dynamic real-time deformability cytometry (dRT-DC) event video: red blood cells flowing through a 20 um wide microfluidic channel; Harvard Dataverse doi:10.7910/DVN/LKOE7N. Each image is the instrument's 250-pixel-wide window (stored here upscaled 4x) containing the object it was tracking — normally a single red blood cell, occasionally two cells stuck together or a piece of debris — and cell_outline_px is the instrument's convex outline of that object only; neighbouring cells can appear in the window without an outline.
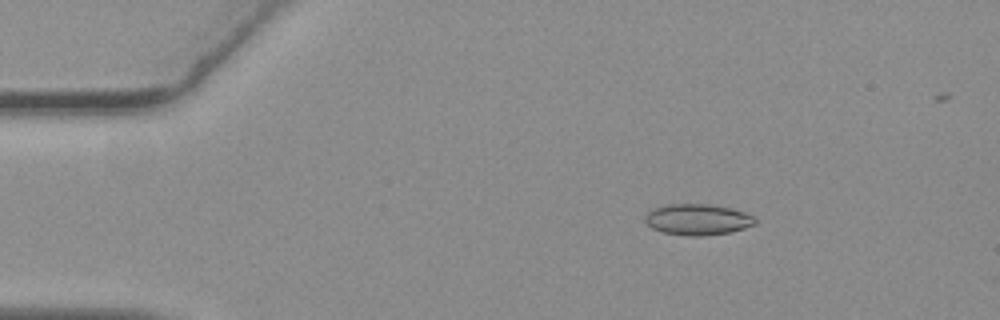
{"species": "common noctule bat (a hibernating species)", "species_latin": "Nyctalus noctula", "temperature_condition": "warm", "stored_images_in_passage": 9, "camera_frame_rate_fps": 3000, "um_per_image_px": 0.085, "animal": {"sex": "female", "body_mass_g": 19.3, "forearm_length_mm": 54.1}, "frame": {"image": 1, "passage_image": 2, "time_ms": 0.333, "image_size_px": [1000, 320], "cell_outline_px": [[756, 224], [732, 232], [708, 236], [688, 236], [664, 232], [652, 228], [644, 220], [644, 216], [648, 212], [656, 208], [668, 204], [708, 204], [728, 208], [744, 212], [752, 216], [756, 220]], "centroid_in_image_um": [59.3, 18.67], "position_along_channel_um": 25.7, "area_um2": 19.83}}